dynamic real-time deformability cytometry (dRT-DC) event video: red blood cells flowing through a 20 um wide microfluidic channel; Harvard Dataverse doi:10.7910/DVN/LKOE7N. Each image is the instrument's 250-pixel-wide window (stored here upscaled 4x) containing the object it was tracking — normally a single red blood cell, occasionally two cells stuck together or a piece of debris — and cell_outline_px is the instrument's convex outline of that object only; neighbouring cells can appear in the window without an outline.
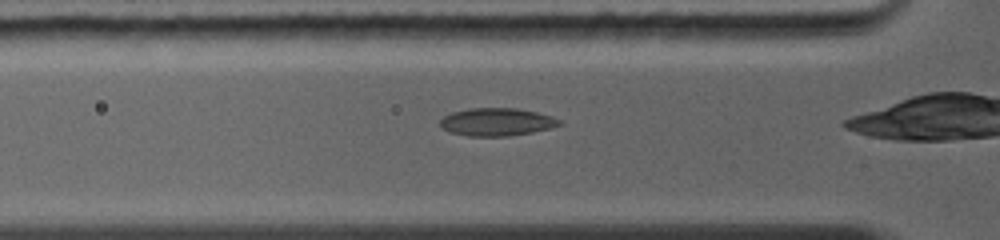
{"species": "common noctule bat (a hibernating species)", "species_latin": "Nyctalus noctula", "temperature_condition": "warm", "stored_images_in_passage": 21, "camera_frame_rate_fps": 5000, "um_per_image_px": 0.085, "animal": {"sex": "female", "body_mass_g": 19.0, "forearm_length_mm": 56.7}, "frame": {"image": 1, "passage_image": 4, "time_ms": 1.2, "image_size_px": [1000, 240], "cell_outline_px": [[564, 124], [552, 128], [532, 132], [508, 136], [468, 136], [448, 132], [440, 124], [440, 120], [444, 116], [452, 112], [468, 108], [516, 108], [536, 112], [552, 116], [560, 120]], "centroid_in_image_um": [42.24, 10.36], "position_along_channel_um": 83.6, "area_um2": 19.42}}
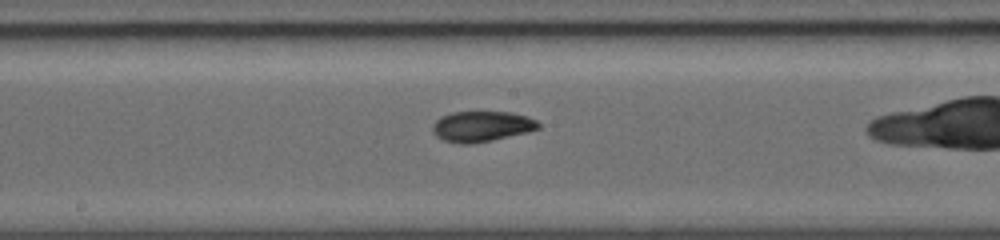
{"frame": {"image": 2, "passage_image": 11, "time_ms": 4.0, "image_size_px": [1000, 240], "cell_outline_px": [[540, 128], [528, 132], [492, 140], [472, 144], [460, 144], [444, 140], [436, 136], [432, 132], [432, 124], [440, 116], [452, 112], [508, 112], [528, 116], [536, 120], [540, 124]], "centroid_in_image_um": [40.93, 10.74], "position_along_channel_um": 207.3, "area_um2": 18.96}}
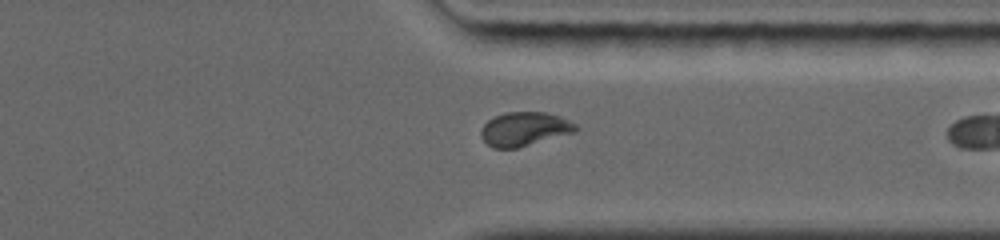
{"frame": {"image": 3, "passage_image": 18, "time_ms": 7.6, "image_size_px": [1000, 240], "cell_outline_px": [[576, 128], [572, 132], [516, 148], [492, 148], [480, 136], [480, 132], [484, 124], [488, 120], [496, 116], [508, 112], [544, 112], [560, 116], [576, 124]], "centroid_in_image_um": [44.52, 10.96], "position_along_channel_um": 366.9, "area_um2": 18.26}}